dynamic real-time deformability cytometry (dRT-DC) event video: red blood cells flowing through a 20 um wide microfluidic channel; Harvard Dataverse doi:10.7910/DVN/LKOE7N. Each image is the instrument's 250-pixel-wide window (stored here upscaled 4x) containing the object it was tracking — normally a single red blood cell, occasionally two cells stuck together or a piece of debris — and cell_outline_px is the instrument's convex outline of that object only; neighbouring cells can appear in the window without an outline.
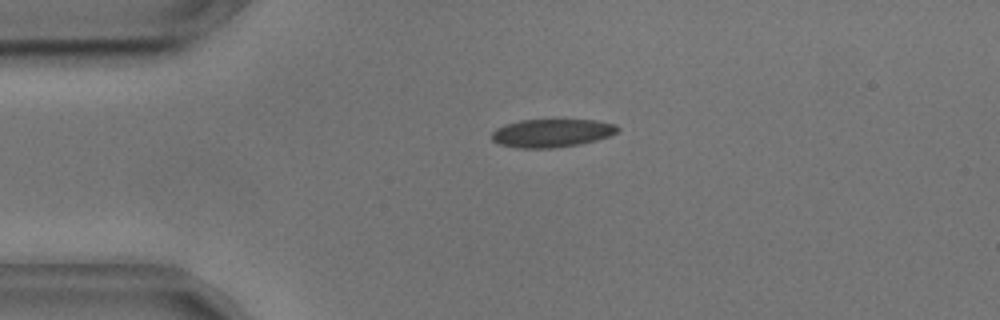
{"species": "common noctule bat (a hibernating species)", "species_latin": "Nyctalus noctula", "temperature_condition": "cold", "stored_images_in_passage": 38, "camera_frame_rate_fps": 3000, "um_per_image_px": 0.085, "animal": {"sex": "male", "body_mass_g": 17.9, "forearm_length_mm": 54.2}, "frame": {"image": 1, "passage_image": 2, "time_ms": 0.333, "image_size_px": [1000, 320], "cell_outline_px": [[620, 128], [616, 132], [608, 136], [596, 140], [580, 144], [552, 148], [516, 148], [500, 144], [492, 140], [492, 132], [496, 128], [504, 124], [520, 120], [596, 120], [616, 124]], "centroid_in_image_um": [46.88, 11.31], "position_along_channel_um": 38.1, "area_um2": 20.69}}
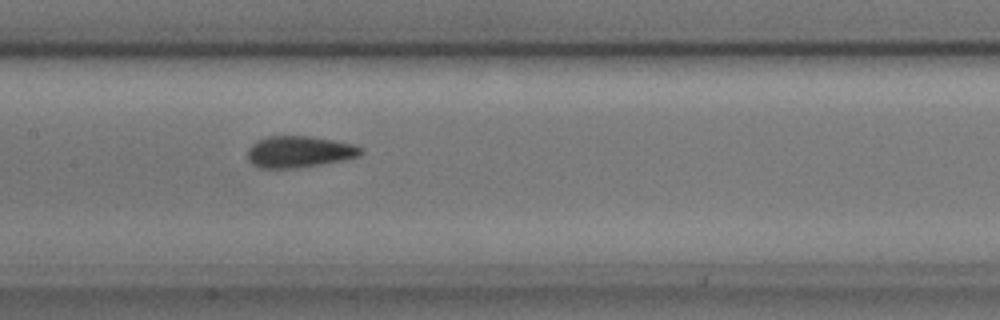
{"frame": {"image": 2, "passage_image": 16, "time_ms": 5.0, "image_size_px": [1000, 320], "cell_outline_px": [[364, 152], [360, 156], [344, 160], [296, 168], [260, 168], [252, 164], [248, 160], [248, 148], [256, 140], [268, 136], [312, 136], [352, 144], [364, 148]], "centroid_in_image_um": [25.44, 12.9], "position_along_channel_um": 182.0, "area_um2": 20.92}}
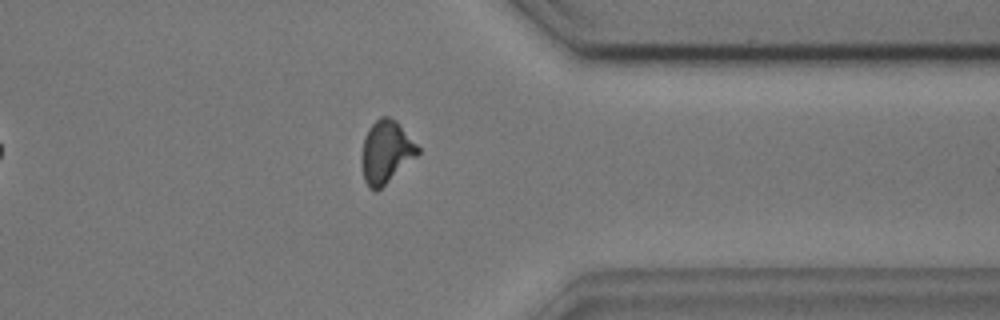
{"frame": {"image": 3, "passage_image": 33, "time_ms": 10.667, "image_size_px": [1000, 320], "cell_outline_px": [[420, 152], [416, 156], [376, 192], [368, 188], [364, 180], [360, 164], [360, 156], [364, 136], [368, 128], [380, 116], [388, 116], [396, 120], [420, 148]], "centroid_in_image_um": [32.76, 12.91], "position_along_channel_um": 378.6, "area_um2": 20.63}, "authors_computed_cell_mechanics": {"area_um2": 20.7502, "velocity_mm_per_s": 3.619, "shape_relaxation_time_tau1_ms": 4.7343, "shape_relaxation_time_tau2_ms": 1.6809, "deformation_change_tau1": 0.1177, "deformation_change_tau2": 0.075}}